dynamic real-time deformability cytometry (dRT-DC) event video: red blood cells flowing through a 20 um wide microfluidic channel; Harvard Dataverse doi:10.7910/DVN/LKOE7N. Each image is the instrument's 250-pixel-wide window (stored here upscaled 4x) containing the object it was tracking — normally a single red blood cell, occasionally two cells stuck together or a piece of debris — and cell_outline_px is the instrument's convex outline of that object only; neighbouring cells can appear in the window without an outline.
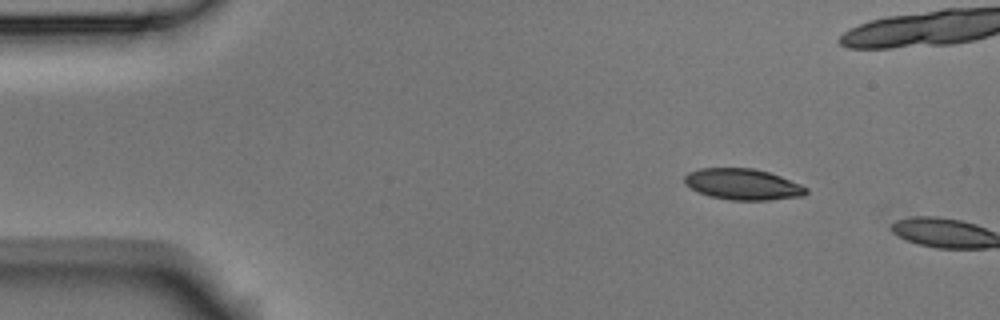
{"species": "Egyptian fruit bat (a non-hibernating species)", "species_latin": "Rousettus aegyptiacus", "temperature_condition": "room temperature", "stored_images_in_passage": 2, "camera_frame_rate_fps": 3000, "um_per_image_px": 0.085, "animal": {"sex": "male"}, "frame": {"image": 1, "passage_image": 1, "time_ms": 0.0, "image_size_px": [1000, 320], "cell_outline_px": [[808, 192], [804, 196], [768, 200], [732, 200], [712, 196], [700, 192], [684, 184], [684, 176], [688, 172], [700, 168], [752, 168], [768, 172], [780, 176], [800, 184], [808, 188]], "centroid_in_image_um": [63.15, 15.66], "position_along_channel_um": 21.8, "area_um2": 21.91}}